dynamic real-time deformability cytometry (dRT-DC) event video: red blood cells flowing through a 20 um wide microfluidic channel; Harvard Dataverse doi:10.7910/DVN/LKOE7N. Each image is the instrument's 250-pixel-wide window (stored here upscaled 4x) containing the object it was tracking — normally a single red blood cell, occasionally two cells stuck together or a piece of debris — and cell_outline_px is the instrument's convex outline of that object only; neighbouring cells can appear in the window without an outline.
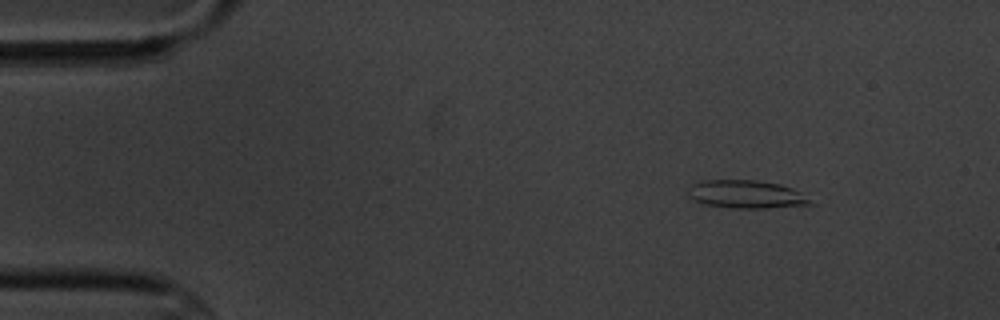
{"species": "common noctule bat (a hibernating species)", "species_latin": "Nyctalus noctula", "temperature_condition": "cold", "stored_images_in_passage": 15, "camera_frame_rate_fps": 3000, "um_per_image_px": 0.085, "animal": {"sex": "male", "body_mass_g": 20.1, "forearm_length_mm": 53.5}, "frame": {"image": 1, "passage_image": 2, "time_ms": 2.0, "image_size_px": [1000, 320], "cell_outline_px": [[816, 204], [764, 208], [728, 208], [704, 204], [692, 200], [688, 196], [688, 192], [692, 184], [704, 180], [756, 180], [780, 184], [792, 188], [800, 192]], "centroid_in_image_um": [63.41, 16.52], "position_along_channel_um": 21.6, "area_um2": 20.06}}
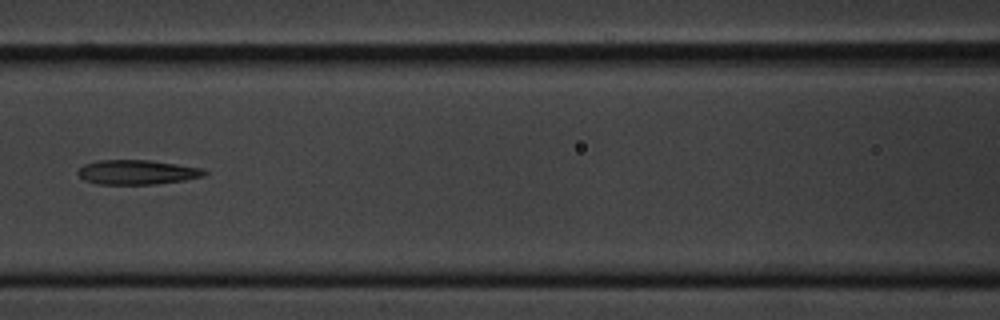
{"frame": {"image": 2, "passage_image": 7, "time_ms": 8.0, "image_size_px": [1000, 320], "cell_outline_px": [[208, 172], [204, 176], [184, 180], [156, 184], [96, 184], [84, 180], [76, 172], [84, 164], [100, 160], [148, 160], [204, 168]], "centroid_in_image_um": [11.66, 14.64], "position_along_channel_um": 154.9, "area_um2": 18.09}}
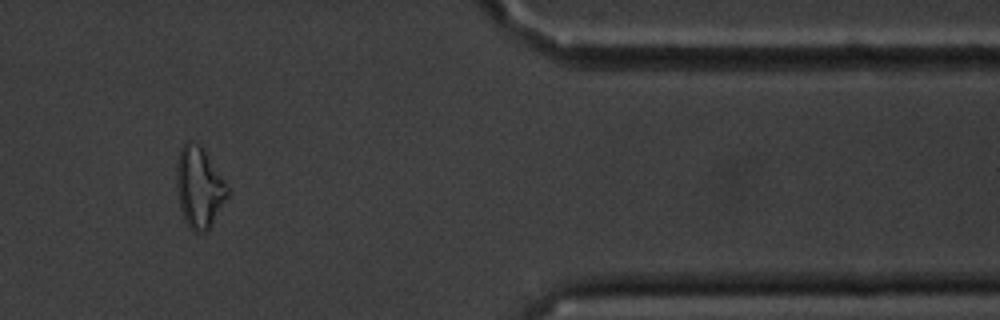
{"frame": {"image": 3, "passage_image": 13, "time_ms": 15.667, "image_size_px": [1000, 320], "cell_outline_px": [[232, 192], [212, 224], [204, 232], [192, 232], [188, 228], [180, 208], [176, 184], [176, 164], [180, 148], [188, 140], [200, 144]], "centroid_in_image_um": [16.94, 15.94], "position_along_channel_um": 394.5, "area_um2": 24.28}, "authors_computed_cell_mechanics": {"area_um2": 18.9584, "velocity_mm_per_s": 3.4866, "shape_relaxation_time_tau1_ms": null, "shape_relaxation_time_tau2_ms": 3.1707, "deformation_change_tau1": null, "deformation_change_tau2": 0.1262}}